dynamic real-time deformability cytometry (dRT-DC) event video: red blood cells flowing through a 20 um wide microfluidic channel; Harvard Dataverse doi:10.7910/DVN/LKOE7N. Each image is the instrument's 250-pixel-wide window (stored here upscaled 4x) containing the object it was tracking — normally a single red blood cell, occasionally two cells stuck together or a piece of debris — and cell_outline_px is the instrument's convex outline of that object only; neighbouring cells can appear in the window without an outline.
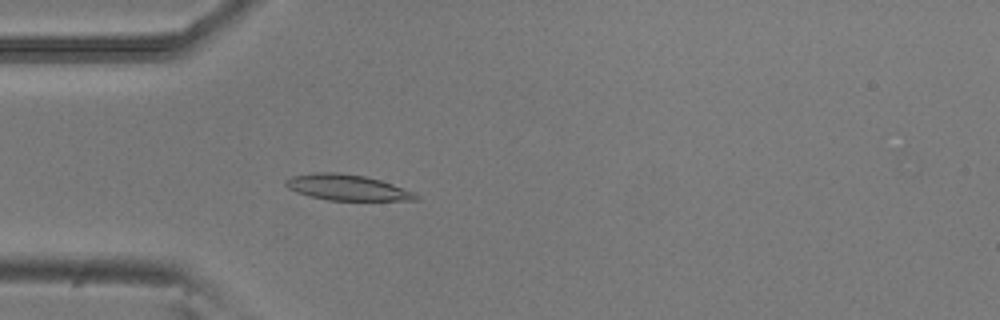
{"species": "common noctule bat (a hibernating species)", "species_latin": "Nyctalus noctula", "temperature_condition": "room temperature", "stored_images_in_passage": 4, "camera_frame_rate_fps": 3000, "um_per_image_px": 0.085, "animal": {"sex": "male", "body_mass_g": 20.5, "forearm_length_mm": 52.5}, "frame": {"image": 1, "passage_image": 4, "time_ms": 1.0, "image_size_px": [1000, 320], "cell_outline_px": [[420, 196], [416, 200], [328, 200], [308, 196], [296, 192], [288, 188], [284, 184], [284, 180], [292, 176], [312, 172], [340, 172], [364, 176], [380, 180], [416, 192]], "centroid_in_image_um": [29.48, 15.93], "position_along_channel_um": 55.5, "area_um2": 19.71}}